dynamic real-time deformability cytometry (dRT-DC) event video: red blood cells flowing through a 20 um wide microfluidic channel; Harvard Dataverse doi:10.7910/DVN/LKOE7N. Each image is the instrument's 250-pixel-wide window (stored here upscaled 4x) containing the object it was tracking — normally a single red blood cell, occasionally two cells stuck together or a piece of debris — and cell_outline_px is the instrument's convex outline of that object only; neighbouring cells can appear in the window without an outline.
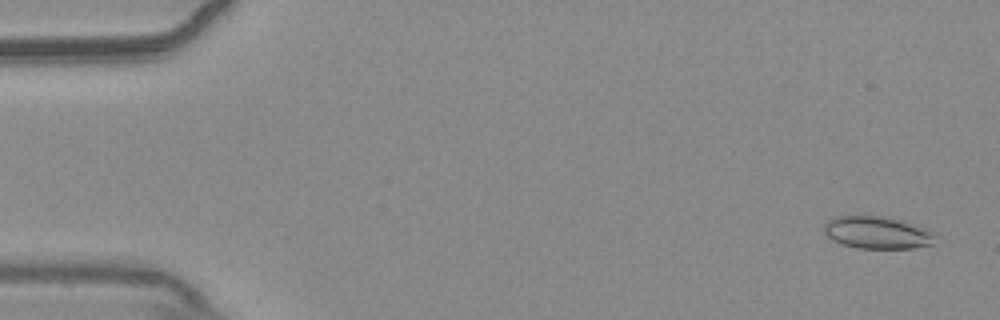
{"species": "common noctule bat (a hibernating species)", "species_latin": "Nyctalus noctula", "temperature_condition": "warm", "stored_images_in_passage": 56, "camera_frame_rate_fps": 3000, "um_per_image_px": 0.085, "animal": {"sex": "male", "body_mass_g": 20.4}, "frame": {"image": 1, "passage_image": 3, "time_ms": 0.667, "image_size_px": [1000, 320], "cell_outline_px": [[932, 244], [912, 248], [860, 248], [840, 244], [832, 240], [824, 232], [824, 224], [828, 220], [836, 216], [864, 212], [888, 216], [900, 220], [932, 232]], "centroid_in_image_um": [74.43, 19.71], "position_along_channel_um": 10.6, "area_um2": 21.33}}
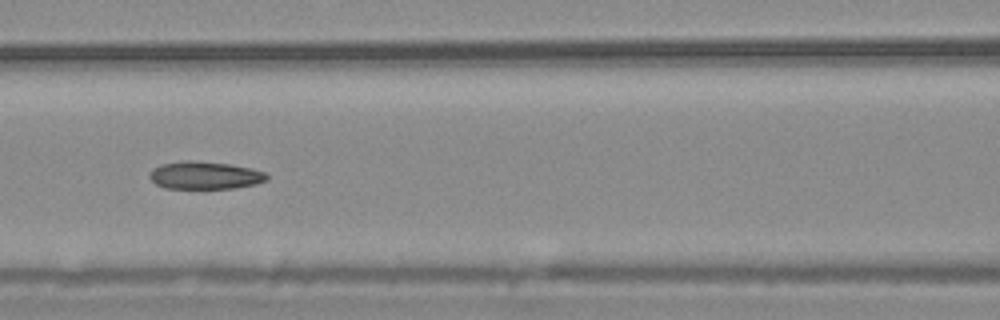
{"frame": {"image": 2, "passage_image": 25, "time_ms": 8.0, "image_size_px": [1000, 320], "cell_outline_px": [[268, 180], [256, 184], [236, 188], [164, 188], [156, 184], [148, 176], [152, 168], [160, 164], [184, 160], [192, 160], [228, 164], [252, 168], [264, 172], [268, 176]], "centroid_in_image_um": [17.4, 14.9], "position_along_channel_um": 149.2, "area_um2": 19.02}}
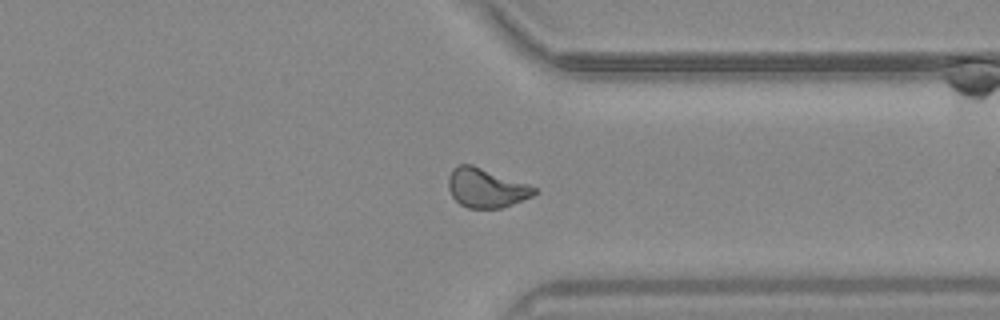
{"frame": {"image": 3, "passage_image": 43, "time_ms": 14.0, "image_size_px": [1000, 320], "cell_outline_px": [[540, 192], [532, 196], [512, 204], [500, 208], [468, 208], [460, 204], [452, 196], [448, 188], [448, 176], [452, 168], [460, 164], [472, 164], [528, 184], [536, 188]], "centroid_in_image_um": [41.31, 15.97], "position_along_channel_um": 370.1, "area_um2": 19.65}, "authors_computed_cell_mechanics": {"area_um2": 20.0277, "velocity_mm_per_s": 3.6982, "shape_relaxation_time_tau1_ms": null, "shape_relaxation_time_tau2_ms": 3.0601, "deformation_change_tau1": null, "deformation_change_tau2": 0.0969}}